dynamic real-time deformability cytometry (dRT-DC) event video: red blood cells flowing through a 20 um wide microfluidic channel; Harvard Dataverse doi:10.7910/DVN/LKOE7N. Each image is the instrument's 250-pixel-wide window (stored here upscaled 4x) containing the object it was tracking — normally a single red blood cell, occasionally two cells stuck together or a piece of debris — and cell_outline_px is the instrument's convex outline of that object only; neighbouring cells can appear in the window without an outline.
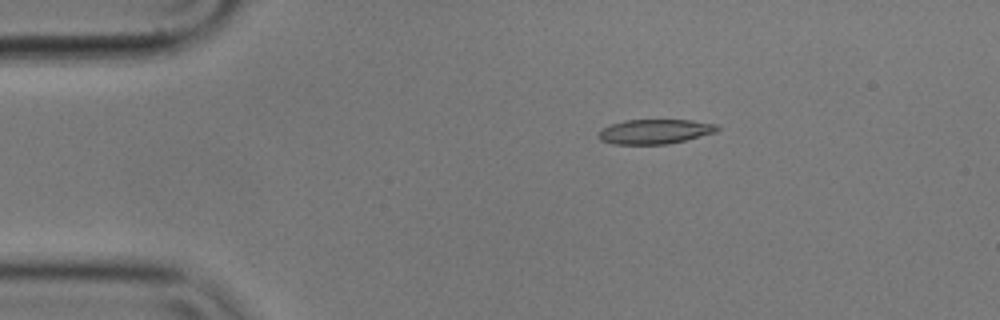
{"species": "common noctule bat (a hibernating species)", "species_latin": "Nyctalus noctula", "temperature_condition": "cold", "stored_images_in_passage": 5, "camera_frame_rate_fps": 3000, "um_per_image_px": 0.085, "animal": {"sex": "male", "body_mass_g": 17.9}, "frame": {"image": 1, "passage_image": 3, "time_ms": 0.667, "image_size_px": [1000, 320], "cell_outline_px": [[720, 128], [716, 132], [668, 144], [612, 144], [600, 140], [600, 128], [624, 120], [692, 120], [716, 124]], "centroid_in_image_um": [55.66, 11.18], "position_along_channel_um": 29.3, "area_um2": 16.94}}